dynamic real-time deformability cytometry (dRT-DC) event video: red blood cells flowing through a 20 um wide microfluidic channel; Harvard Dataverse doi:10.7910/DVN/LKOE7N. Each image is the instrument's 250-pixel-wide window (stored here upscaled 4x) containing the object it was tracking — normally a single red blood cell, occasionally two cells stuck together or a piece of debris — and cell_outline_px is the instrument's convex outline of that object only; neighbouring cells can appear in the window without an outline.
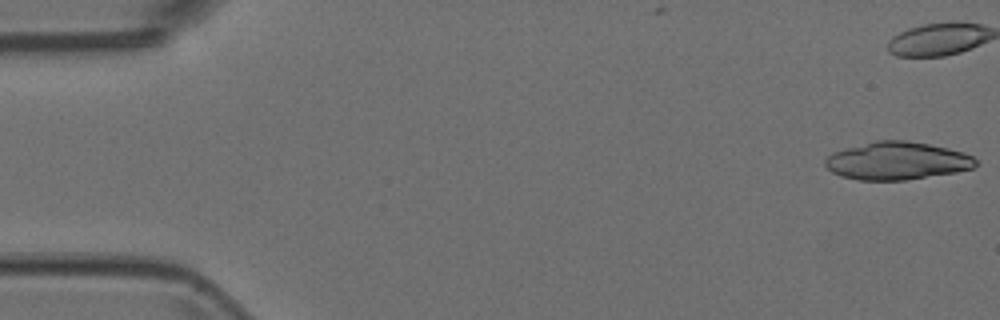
{"species": "Egyptian fruit bat (a non-hibernating species)", "species_latin": "Rousettus aegyptiacus", "temperature_condition": "room temperature", "stored_images_in_passage": 4, "camera_frame_rate_fps": 3000, "um_per_image_px": 0.085, "animal": {"sex": "female"}, "frame": {"image": 1, "passage_image": 1, "time_ms": 0.0, "image_size_px": [1000, 320], "cell_outline_px": [[976, 164], [972, 168], [956, 172], [904, 180], [860, 180], [840, 176], [832, 172], [824, 164], [824, 160], [832, 152], [844, 148], [876, 140], [908, 140], [948, 148], [972, 156], [976, 160]], "centroid_in_image_um": [76.2, 13.66], "position_along_channel_um": 8.8, "area_um2": 33.06}}